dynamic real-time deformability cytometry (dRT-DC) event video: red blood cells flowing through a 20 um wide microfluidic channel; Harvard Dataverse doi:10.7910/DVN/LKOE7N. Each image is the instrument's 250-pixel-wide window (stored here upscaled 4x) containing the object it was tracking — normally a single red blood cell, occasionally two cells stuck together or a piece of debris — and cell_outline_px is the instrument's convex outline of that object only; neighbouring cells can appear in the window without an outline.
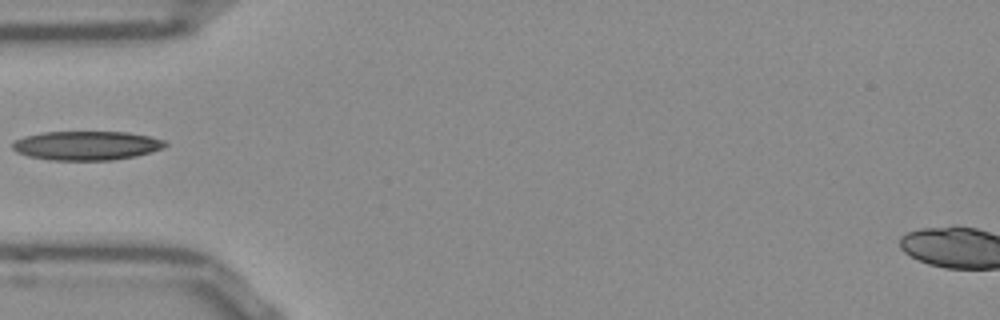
{"species": "Egyptian fruit bat (a non-hibernating species)", "species_latin": "Rousettus aegyptiacus", "temperature_condition": "room temperature", "stored_images_in_passage": 22, "camera_frame_rate_fps": 3000, "um_per_image_px": 0.085, "frame": {"image": 1, "passage_image": 1, "time_ms": 0.0, "image_size_px": [1000, 320], "cell_outline_px": [[168, 144], [164, 148], [136, 156], [112, 160], [52, 160], [28, 156], [16, 152], [12, 148], [12, 140], [24, 136], [44, 132], [128, 132], [148, 136], [164, 140]], "centroid_in_image_um": [7.33, 12.37], "position_along_channel_um": 77.7, "area_um2": 25.95}}
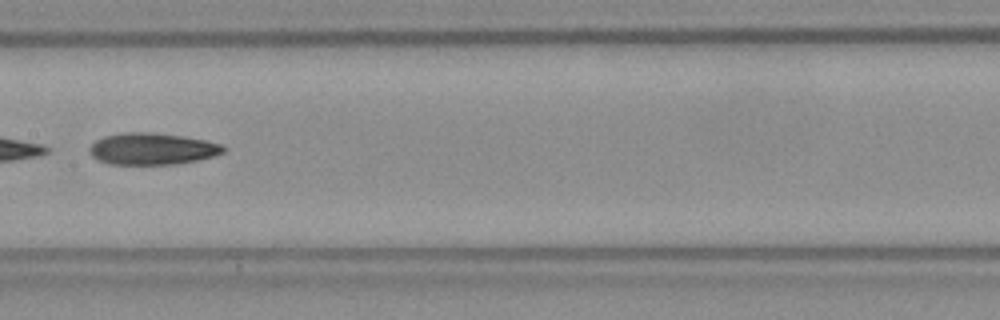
{"frame": {"image": 2, "passage_image": 10, "time_ms": 3.0, "image_size_px": [1000, 320], "cell_outline_px": [[228, 148], [224, 152], [212, 156], [196, 160], [172, 164], [108, 164], [92, 156], [88, 152], [88, 148], [96, 140], [104, 136], [120, 132], [148, 132], [180, 136], [204, 140], [220, 144]], "centroid_in_image_um": [12.89, 12.64], "position_along_channel_um": 194.5, "area_um2": 24.57}}